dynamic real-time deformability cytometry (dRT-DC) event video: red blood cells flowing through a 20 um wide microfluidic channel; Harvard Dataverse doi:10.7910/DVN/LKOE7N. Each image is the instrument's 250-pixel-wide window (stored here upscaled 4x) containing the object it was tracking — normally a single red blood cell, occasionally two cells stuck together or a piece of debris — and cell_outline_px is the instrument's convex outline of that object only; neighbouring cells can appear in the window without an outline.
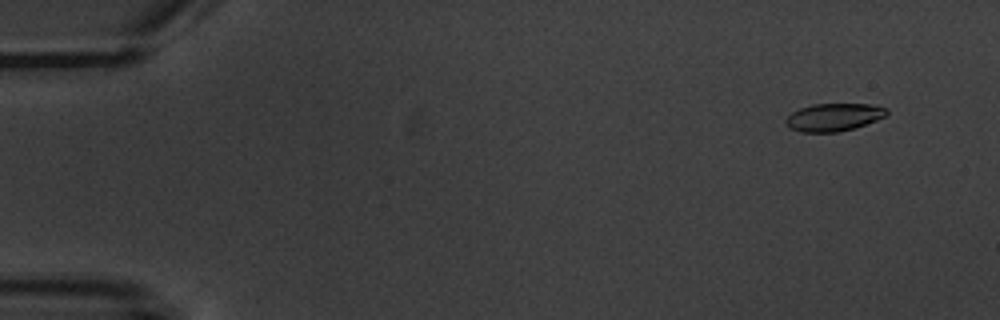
{"species": "common noctule bat (a hibernating species)", "species_latin": "Nyctalus noctula", "temperature_condition": "warm", "stored_images_in_passage": 6, "camera_frame_rate_fps": 3000, "um_per_image_px": 0.085, "animal": {"sex": "male", "body_mass_g": 20.1, "forearm_length_mm": 53.5}, "frame": {"image": 1, "passage_image": 2, "time_ms": 1.0, "image_size_px": [1000, 320], "cell_outline_px": [[888, 112], [884, 116], [876, 120], [840, 132], [800, 132], [788, 128], [784, 120], [792, 112], [800, 108], [812, 104], [868, 104], [888, 108]], "centroid_in_image_um": [70.82, 9.96], "position_along_channel_um": 14.2, "area_um2": 16.24}}
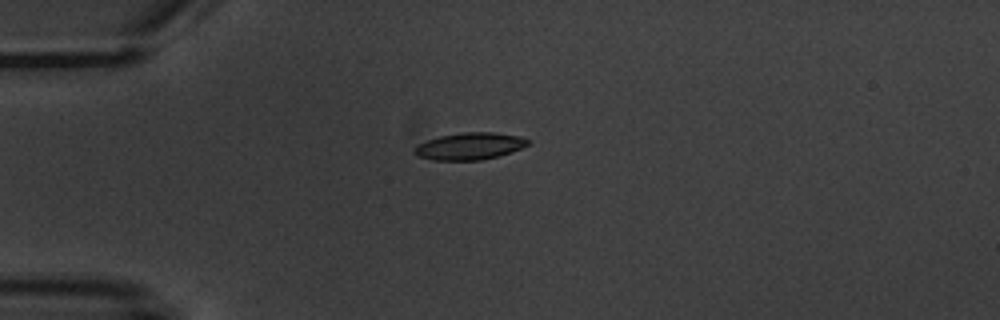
{"frame": {"image": 2, "passage_image": 4, "time_ms": 4.667, "image_size_px": [1000, 320], "cell_outline_px": [[528, 144], [520, 148], [496, 156], [480, 160], [432, 160], [416, 156], [412, 152], [412, 148], [416, 144], [440, 136], [464, 132], [492, 132], [516, 136], [528, 140]], "centroid_in_image_um": [39.79, 12.43], "position_along_channel_um": 45.2, "area_um2": 17.63}}